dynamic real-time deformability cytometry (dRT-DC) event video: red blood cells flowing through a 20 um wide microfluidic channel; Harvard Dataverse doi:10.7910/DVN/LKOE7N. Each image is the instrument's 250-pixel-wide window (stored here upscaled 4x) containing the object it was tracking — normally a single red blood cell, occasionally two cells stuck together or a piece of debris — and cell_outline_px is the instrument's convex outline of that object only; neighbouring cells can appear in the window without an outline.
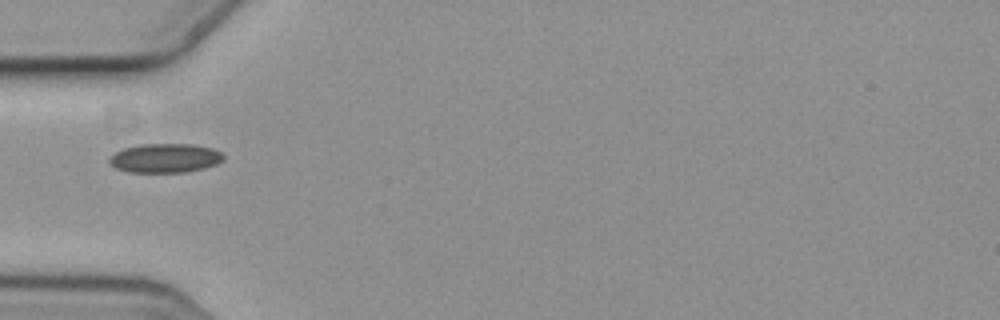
{"species": "common noctule bat (a hibernating species)", "species_latin": "Nyctalus noctula", "temperature_condition": "cold", "stored_images_in_passage": 2, "camera_frame_rate_fps": 3000, "um_per_image_px": 0.085, "animal": {"sex": "female", "body_mass_g": 19.3, "forearm_length_mm": 54.1}, "frame": {"image": 1, "passage_image": 1, "time_ms": 0.0, "image_size_px": [1000, 320], "cell_outline_px": [[224, 160], [216, 164], [204, 168], [184, 172], [132, 172], [116, 168], [108, 160], [116, 152], [124, 148], [140, 144], [192, 144], [212, 148], [220, 152], [224, 156]], "centroid_in_image_um": [14.06, 13.43], "position_along_channel_um": 70.9, "area_um2": 19.19}}
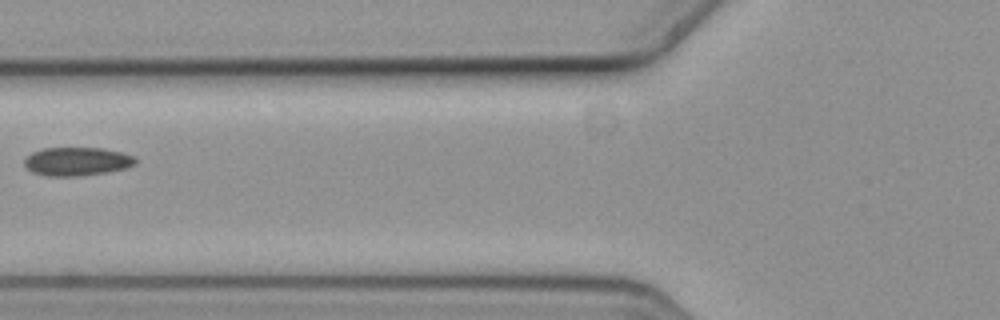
{"frame": {"image": 2, "passage_image": 2, "time_ms": 0.333, "image_size_px": [1000, 320], "cell_outline_px": [[136, 164], [128, 168], [108, 172], [76, 176], [48, 176], [32, 172], [24, 164], [24, 160], [32, 152], [44, 148], [104, 148], [136, 156]], "centroid_in_image_um": [6.58, 13.72], "position_along_channel_um": 119.2, "area_um2": 18.5}}